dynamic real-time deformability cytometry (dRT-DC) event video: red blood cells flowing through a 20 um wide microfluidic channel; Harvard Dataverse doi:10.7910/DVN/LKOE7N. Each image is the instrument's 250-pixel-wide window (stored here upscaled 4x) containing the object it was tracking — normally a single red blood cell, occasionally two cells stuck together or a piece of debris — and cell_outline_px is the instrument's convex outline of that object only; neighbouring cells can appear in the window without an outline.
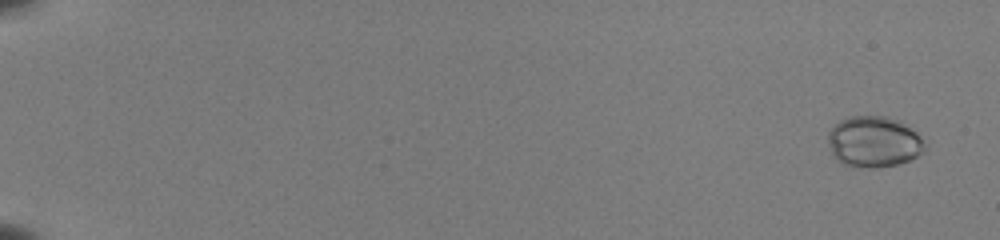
{"species": "common noctule bat (a hibernating species)", "species_latin": "Nyctalus noctula", "temperature_condition": "room temperature", "stored_images_in_passage": 35, "camera_frame_rate_fps": 3000, "um_per_image_px": 0.085, "animal": {"sex": "female", "body_mass_g": 22.0, "forearm_length_mm": 56.7}, "frame": {"image": 1, "passage_image": 3, "time_ms": 0.667, "image_size_px": [1000, 240], "cell_outline_px": [[924, 152], [900, 164], [876, 168], [868, 168], [840, 164], [832, 156], [828, 144], [828, 132], [840, 120], [848, 116], [888, 116], [900, 120], [916, 132], [920, 136], [924, 144]], "centroid_in_image_um": [74.25, 12.05], "position_along_channel_um": 10.8, "area_um2": 29.07}}
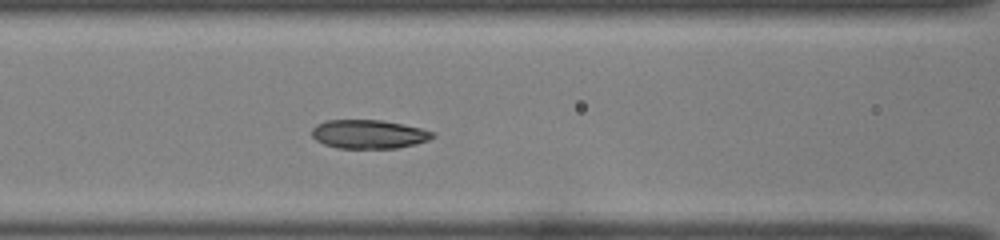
{"frame": {"image": 2, "passage_image": 9, "time_ms": 2.667, "image_size_px": [1000, 240], "cell_outline_px": [[436, 136], [428, 140], [416, 144], [396, 148], [336, 148], [324, 144], [316, 140], [312, 136], [312, 128], [316, 124], [324, 120], [384, 120], [420, 128], [436, 132]], "centroid_in_image_um": [31.35, 11.4], "position_along_channel_um": 135.3, "area_um2": 20.4}}
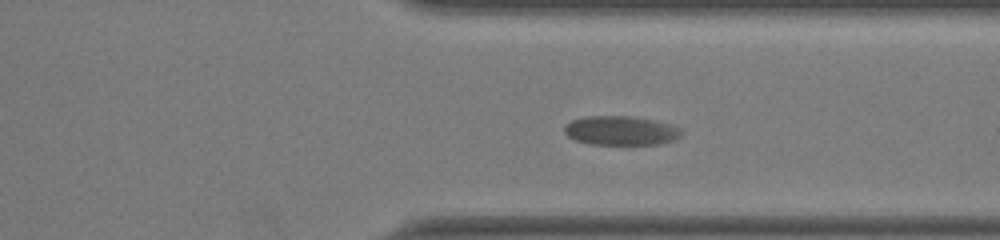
{"frame": {"image": 3, "passage_image": 23, "time_ms": 7.333, "image_size_px": [1000, 240], "cell_outline_px": [[684, 132], [680, 136], [672, 140], [660, 144], [588, 144], [576, 140], [568, 136], [564, 132], [564, 124], [572, 120], [584, 116], [636, 116], [668, 124], [680, 128]], "centroid_in_image_um": [52.74, 11.09], "position_along_channel_um": 358.7, "area_um2": 19.94}, "authors_computed_cell_mechanics": {"area_um2": 21.2704, "velocity_mm_per_s": 3.9536, "shape_relaxation_time_tau1_ms": 6.6716, "shape_relaxation_time_tau2_ms": null, "deformation_change_tau1": 0.1812, "deformation_change_tau2": null}}